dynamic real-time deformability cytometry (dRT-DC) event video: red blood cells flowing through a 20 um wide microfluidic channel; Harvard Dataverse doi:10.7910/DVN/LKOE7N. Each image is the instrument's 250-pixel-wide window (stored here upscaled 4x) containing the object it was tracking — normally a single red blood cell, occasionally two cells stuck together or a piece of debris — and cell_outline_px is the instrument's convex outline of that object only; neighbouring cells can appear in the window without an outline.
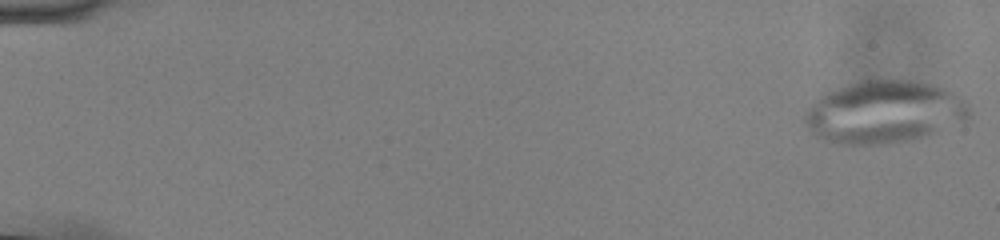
{"species": "common noctule bat (a hibernating species)", "species_latin": "Nyctalus noctula", "temperature_condition": "cold", "stored_images_in_passage": 33, "camera_frame_rate_fps": 3000, "um_per_image_px": 0.085, "animal": {"sex": "male", "body_mass_g": 13.0, "forearm_length_mm": 53.1}, "frame": {"image": 1, "passage_image": 1, "time_ms": 0.0, "image_size_px": [1000, 240], "cell_outline_px": [[968, 116], [964, 120], [936, 132], [916, 140], [892, 144], [840, 144], [816, 136], [812, 132], [804, 116], [804, 112], [820, 96], [828, 92], [848, 84], [860, 80], [912, 80], [944, 88], [968, 100]], "centroid_in_image_um": [75.17, 9.53], "position_along_channel_um": 9.8, "area_um2": 59.53}}